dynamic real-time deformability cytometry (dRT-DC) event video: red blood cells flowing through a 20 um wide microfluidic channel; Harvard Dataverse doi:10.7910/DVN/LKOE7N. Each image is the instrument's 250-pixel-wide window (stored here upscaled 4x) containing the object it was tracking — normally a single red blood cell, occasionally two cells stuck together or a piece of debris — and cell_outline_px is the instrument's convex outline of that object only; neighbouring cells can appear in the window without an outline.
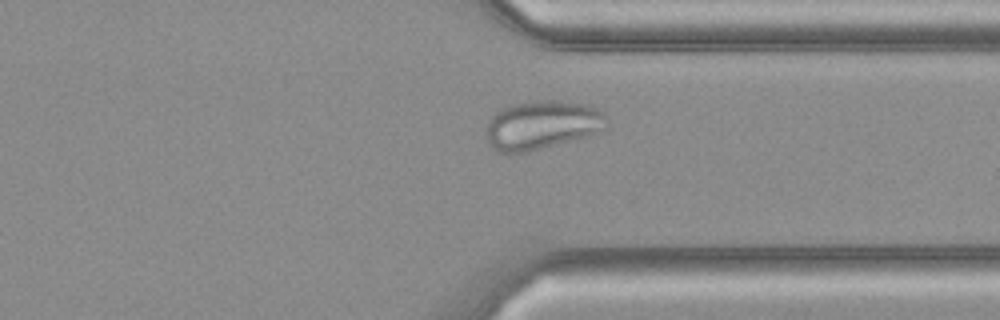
{"species": "common noctule bat (a hibernating species)", "species_latin": "Nyctalus noctula", "temperature_condition": "cold", "stored_images_in_passage": 32, "camera_frame_rate_fps": 3000, "um_per_image_px": 0.085, "animal": {"sex": "female", "body_mass_g": 21.9}, "frame": {"image": 1, "passage_image": 23, "time_ms": 7.333, "image_size_px": [1000, 320], "cell_outline_px": [[604, 116], [600, 132], [588, 136], [528, 152], [500, 152], [488, 144], [488, 120], [500, 108], [512, 104], [540, 100], [560, 100], [588, 104], [596, 108]], "centroid_in_image_um": [46.03, 10.61], "position_along_channel_um": 365.4, "area_um2": 33.81}}